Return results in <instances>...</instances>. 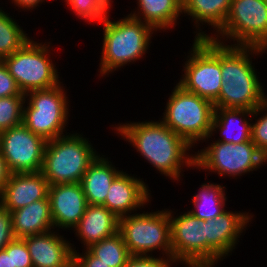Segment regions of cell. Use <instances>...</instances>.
Here are the masks:
<instances>
[{
	"label": "cell",
	"mask_w": 267,
	"mask_h": 267,
	"mask_svg": "<svg viewBox=\"0 0 267 267\" xmlns=\"http://www.w3.org/2000/svg\"><path fill=\"white\" fill-rule=\"evenodd\" d=\"M114 128L116 134L171 180L180 181L183 167L195 168V154H188L193 147L161 120L123 123Z\"/></svg>",
	"instance_id": "1"
},
{
	"label": "cell",
	"mask_w": 267,
	"mask_h": 267,
	"mask_svg": "<svg viewBox=\"0 0 267 267\" xmlns=\"http://www.w3.org/2000/svg\"><path fill=\"white\" fill-rule=\"evenodd\" d=\"M266 49L256 46H231L221 43L222 86L214 108L254 110L267 101L250 55H261ZM255 54V55H254Z\"/></svg>",
	"instance_id": "2"
},
{
	"label": "cell",
	"mask_w": 267,
	"mask_h": 267,
	"mask_svg": "<svg viewBox=\"0 0 267 267\" xmlns=\"http://www.w3.org/2000/svg\"><path fill=\"white\" fill-rule=\"evenodd\" d=\"M108 16L101 22L104 28L99 75L102 77L143 59L156 32L152 26L129 14L117 21H111Z\"/></svg>",
	"instance_id": "3"
},
{
	"label": "cell",
	"mask_w": 267,
	"mask_h": 267,
	"mask_svg": "<svg viewBox=\"0 0 267 267\" xmlns=\"http://www.w3.org/2000/svg\"><path fill=\"white\" fill-rule=\"evenodd\" d=\"M65 133L48 140L45 147L41 172L49 185L80 183L84 173L100 155L83 134Z\"/></svg>",
	"instance_id": "4"
},
{
	"label": "cell",
	"mask_w": 267,
	"mask_h": 267,
	"mask_svg": "<svg viewBox=\"0 0 267 267\" xmlns=\"http://www.w3.org/2000/svg\"><path fill=\"white\" fill-rule=\"evenodd\" d=\"M165 109L161 121L193 148L201 140L209 141L215 109L211 101L186 91L177 83Z\"/></svg>",
	"instance_id": "5"
},
{
	"label": "cell",
	"mask_w": 267,
	"mask_h": 267,
	"mask_svg": "<svg viewBox=\"0 0 267 267\" xmlns=\"http://www.w3.org/2000/svg\"><path fill=\"white\" fill-rule=\"evenodd\" d=\"M61 85L25 94L27 106L24 102L22 124L47 141L65 135L70 116L67 91Z\"/></svg>",
	"instance_id": "6"
},
{
	"label": "cell",
	"mask_w": 267,
	"mask_h": 267,
	"mask_svg": "<svg viewBox=\"0 0 267 267\" xmlns=\"http://www.w3.org/2000/svg\"><path fill=\"white\" fill-rule=\"evenodd\" d=\"M118 232L130 255L152 256V251L159 249L163 256L172 257L170 219L166 208L120 217Z\"/></svg>",
	"instance_id": "7"
},
{
	"label": "cell",
	"mask_w": 267,
	"mask_h": 267,
	"mask_svg": "<svg viewBox=\"0 0 267 267\" xmlns=\"http://www.w3.org/2000/svg\"><path fill=\"white\" fill-rule=\"evenodd\" d=\"M184 74L178 84L186 91L214 103L223 84L221 77V43L211 38L194 39ZM189 58V59H188Z\"/></svg>",
	"instance_id": "8"
},
{
	"label": "cell",
	"mask_w": 267,
	"mask_h": 267,
	"mask_svg": "<svg viewBox=\"0 0 267 267\" xmlns=\"http://www.w3.org/2000/svg\"><path fill=\"white\" fill-rule=\"evenodd\" d=\"M37 42L30 39L21 49L1 60L24 94L62 83L57 74L60 72L50 59V42Z\"/></svg>",
	"instance_id": "9"
},
{
	"label": "cell",
	"mask_w": 267,
	"mask_h": 267,
	"mask_svg": "<svg viewBox=\"0 0 267 267\" xmlns=\"http://www.w3.org/2000/svg\"><path fill=\"white\" fill-rule=\"evenodd\" d=\"M214 34L211 39L222 44L227 38L234 42L231 46L267 50V4L264 0H232L223 27Z\"/></svg>",
	"instance_id": "10"
},
{
	"label": "cell",
	"mask_w": 267,
	"mask_h": 267,
	"mask_svg": "<svg viewBox=\"0 0 267 267\" xmlns=\"http://www.w3.org/2000/svg\"><path fill=\"white\" fill-rule=\"evenodd\" d=\"M204 149L195 152V167L217 173L220 177L242 176L257 171L266 164L267 158L250 140L243 143L212 141ZM227 175V176H226Z\"/></svg>",
	"instance_id": "11"
},
{
	"label": "cell",
	"mask_w": 267,
	"mask_h": 267,
	"mask_svg": "<svg viewBox=\"0 0 267 267\" xmlns=\"http://www.w3.org/2000/svg\"><path fill=\"white\" fill-rule=\"evenodd\" d=\"M172 258L186 267H207V221L169 210ZM175 217V218H174Z\"/></svg>",
	"instance_id": "12"
},
{
	"label": "cell",
	"mask_w": 267,
	"mask_h": 267,
	"mask_svg": "<svg viewBox=\"0 0 267 267\" xmlns=\"http://www.w3.org/2000/svg\"><path fill=\"white\" fill-rule=\"evenodd\" d=\"M46 144V139L22 123L0 132V153L11 174L40 172Z\"/></svg>",
	"instance_id": "13"
},
{
	"label": "cell",
	"mask_w": 267,
	"mask_h": 267,
	"mask_svg": "<svg viewBox=\"0 0 267 267\" xmlns=\"http://www.w3.org/2000/svg\"><path fill=\"white\" fill-rule=\"evenodd\" d=\"M247 212L223 211L214 219L207 220V267L216 263L236 248L238 238L253 219Z\"/></svg>",
	"instance_id": "14"
},
{
	"label": "cell",
	"mask_w": 267,
	"mask_h": 267,
	"mask_svg": "<svg viewBox=\"0 0 267 267\" xmlns=\"http://www.w3.org/2000/svg\"><path fill=\"white\" fill-rule=\"evenodd\" d=\"M48 197L54 230L55 228L72 230L88 205L81 183L49 185Z\"/></svg>",
	"instance_id": "15"
},
{
	"label": "cell",
	"mask_w": 267,
	"mask_h": 267,
	"mask_svg": "<svg viewBox=\"0 0 267 267\" xmlns=\"http://www.w3.org/2000/svg\"><path fill=\"white\" fill-rule=\"evenodd\" d=\"M148 188L142 179L122 171L111 183L106 200L102 205L118 218L130 215L151 201L152 195Z\"/></svg>",
	"instance_id": "16"
},
{
	"label": "cell",
	"mask_w": 267,
	"mask_h": 267,
	"mask_svg": "<svg viewBox=\"0 0 267 267\" xmlns=\"http://www.w3.org/2000/svg\"><path fill=\"white\" fill-rule=\"evenodd\" d=\"M53 231L23 238L33 267H73L76 247Z\"/></svg>",
	"instance_id": "17"
},
{
	"label": "cell",
	"mask_w": 267,
	"mask_h": 267,
	"mask_svg": "<svg viewBox=\"0 0 267 267\" xmlns=\"http://www.w3.org/2000/svg\"><path fill=\"white\" fill-rule=\"evenodd\" d=\"M49 184L43 173L11 174L0 194V204L10 212L48 197Z\"/></svg>",
	"instance_id": "18"
},
{
	"label": "cell",
	"mask_w": 267,
	"mask_h": 267,
	"mask_svg": "<svg viewBox=\"0 0 267 267\" xmlns=\"http://www.w3.org/2000/svg\"><path fill=\"white\" fill-rule=\"evenodd\" d=\"M119 218L105 206L88 204L78 224L72 229L84 247L111 237L118 232Z\"/></svg>",
	"instance_id": "19"
},
{
	"label": "cell",
	"mask_w": 267,
	"mask_h": 267,
	"mask_svg": "<svg viewBox=\"0 0 267 267\" xmlns=\"http://www.w3.org/2000/svg\"><path fill=\"white\" fill-rule=\"evenodd\" d=\"M252 112L249 109L215 108L211 132L208 138L212 137L216 131H219L221 133L220 136L223 137L216 141L233 144L250 141L252 128V123L250 122L253 121L251 119Z\"/></svg>",
	"instance_id": "20"
},
{
	"label": "cell",
	"mask_w": 267,
	"mask_h": 267,
	"mask_svg": "<svg viewBox=\"0 0 267 267\" xmlns=\"http://www.w3.org/2000/svg\"><path fill=\"white\" fill-rule=\"evenodd\" d=\"M16 238L44 234L54 230L49 197L11 212Z\"/></svg>",
	"instance_id": "21"
},
{
	"label": "cell",
	"mask_w": 267,
	"mask_h": 267,
	"mask_svg": "<svg viewBox=\"0 0 267 267\" xmlns=\"http://www.w3.org/2000/svg\"><path fill=\"white\" fill-rule=\"evenodd\" d=\"M232 0H182V13L195 22V39L211 38L210 34L200 29V23L212 26L217 33L224 25ZM210 35V36H209Z\"/></svg>",
	"instance_id": "22"
},
{
	"label": "cell",
	"mask_w": 267,
	"mask_h": 267,
	"mask_svg": "<svg viewBox=\"0 0 267 267\" xmlns=\"http://www.w3.org/2000/svg\"><path fill=\"white\" fill-rule=\"evenodd\" d=\"M99 155L89 166L81 180L87 204L102 205L113 180L122 172L105 157Z\"/></svg>",
	"instance_id": "23"
},
{
	"label": "cell",
	"mask_w": 267,
	"mask_h": 267,
	"mask_svg": "<svg viewBox=\"0 0 267 267\" xmlns=\"http://www.w3.org/2000/svg\"><path fill=\"white\" fill-rule=\"evenodd\" d=\"M138 11L129 15L152 26L156 31L176 26L182 13V0H137Z\"/></svg>",
	"instance_id": "24"
},
{
	"label": "cell",
	"mask_w": 267,
	"mask_h": 267,
	"mask_svg": "<svg viewBox=\"0 0 267 267\" xmlns=\"http://www.w3.org/2000/svg\"><path fill=\"white\" fill-rule=\"evenodd\" d=\"M225 186L216 183H203L198 193L192 196L194 209L188 210L193 216L202 219H214L225 211Z\"/></svg>",
	"instance_id": "25"
},
{
	"label": "cell",
	"mask_w": 267,
	"mask_h": 267,
	"mask_svg": "<svg viewBox=\"0 0 267 267\" xmlns=\"http://www.w3.org/2000/svg\"><path fill=\"white\" fill-rule=\"evenodd\" d=\"M86 249L109 267H124L131 256L119 232Z\"/></svg>",
	"instance_id": "26"
},
{
	"label": "cell",
	"mask_w": 267,
	"mask_h": 267,
	"mask_svg": "<svg viewBox=\"0 0 267 267\" xmlns=\"http://www.w3.org/2000/svg\"><path fill=\"white\" fill-rule=\"evenodd\" d=\"M29 40L15 19L0 8V61L21 49Z\"/></svg>",
	"instance_id": "27"
},
{
	"label": "cell",
	"mask_w": 267,
	"mask_h": 267,
	"mask_svg": "<svg viewBox=\"0 0 267 267\" xmlns=\"http://www.w3.org/2000/svg\"><path fill=\"white\" fill-rule=\"evenodd\" d=\"M25 95L0 98V132L22 123Z\"/></svg>",
	"instance_id": "28"
},
{
	"label": "cell",
	"mask_w": 267,
	"mask_h": 267,
	"mask_svg": "<svg viewBox=\"0 0 267 267\" xmlns=\"http://www.w3.org/2000/svg\"><path fill=\"white\" fill-rule=\"evenodd\" d=\"M77 18L87 20L89 24L97 21L102 22L109 14L97 0H69L66 3Z\"/></svg>",
	"instance_id": "29"
},
{
	"label": "cell",
	"mask_w": 267,
	"mask_h": 267,
	"mask_svg": "<svg viewBox=\"0 0 267 267\" xmlns=\"http://www.w3.org/2000/svg\"><path fill=\"white\" fill-rule=\"evenodd\" d=\"M261 113L263 116L261 115L257 118V116ZM253 115V119L255 118V123H252L251 141L257 146L258 150L267 158V101L261 106L255 108L252 112V116Z\"/></svg>",
	"instance_id": "30"
},
{
	"label": "cell",
	"mask_w": 267,
	"mask_h": 267,
	"mask_svg": "<svg viewBox=\"0 0 267 267\" xmlns=\"http://www.w3.org/2000/svg\"><path fill=\"white\" fill-rule=\"evenodd\" d=\"M160 257L131 255L124 267H171L176 263L172 257Z\"/></svg>",
	"instance_id": "31"
},
{
	"label": "cell",
	"mask_w": 267,
	"mask_h": 267,
	"mask_svg": "<svg viewBox=\"0 0 267 267\" xmlns=\"http://www.w3.org/2000/svg\"><path fill=\"white\" fill-rule=\"evenodd\" d=\"M13 267H33L30 253L22 238L12 240Z\"/></svg>",
	"instance_id": "32"
},
{
	"label": "cell",
	"mask_w": 267,
	"mask_h": 267,
	"mask_svg": "<svg viewBox=\"0 0 267 267\" xmlns=\"http://www.w3.org/2000/svg\"><path fill=\"white\" fill-rule=\"evenodd\" d=\"M15 238L11 212L0 204V250H3Z\"/></svg>",
	"instance_id": "33"
},
{
	"label": "cell",
	"mask_w": 267,
	"mask_h": 267,
	"mask_svg": "<svg viewBox=\"0 0 267 267\" xmlns=\"http://www.w3.org/2000/svg\"><path fill=\"white\" fill-rule=\"evenodd\" d=\"M16 95H25L19 89L14 77L8 72L6 66L0 61V98Z\"/></svg>",
	"instance_id": "34"
},
{
	"label": "cell",
	"mask_w": 267,
	"mask_h": 267,
	"mask_svg": "<svg viewBox=\"0 0 267 267\" xmlns=\"http://www.w3.org/2000/svg\"><path fill=\"white\" fill-rule=\"evenodd\" d=\"M75 250L73 252V267H109L99 258L93 256L86 248L82 254Z\"/></svg>",
	"instance_id": "35"
},
{
	"label": "cell",
	"mask_w": 267,
	"mask_h": 267,
	"mask_svg": "<svg viewBox=\"0 0 267 267\" xmlns=\"http://www.w3.org/2000/svg\"><path fill=\"white\" fill-rule=\"evenodd\" d=\"M0 267H13L12 241L3 250H0Z\"/></svg>",
	"instance_id": "36"
},
{
	"label": "cell",
	"mask_w": 267,
	"mask_h": 267,
	"mask_svg": "<svg viewBox=\"0 0 267 267\" xmlns=\"http://www.w3.org/2000/svg\"><path fill=\"white\" fill-rule=\"evenodd\" d=\"M10 175L11 172L7 166V163L0 153V194L2 193V190L7 183Z\"/></svg>",
	"instance_id": "37"
},
{
	"label": "cell",
	"mask_w": 267,
	"mask_h": 267,
	"mask_svg": "<svg viewBox=\"0 0 267 267\" xmlns=\"http://www.w3.org/2000/svg\"><path fill=\"white\" fill-rule=\"evenodd\" d=\"M11 1L12 3H14L15 6H18V9L21 8L23 10L35 9L37 6L39 7L38 4L44 2V0H11Z\"/></svg>",
	"instance_id": "38"
},
{
	"label": "cell",
	"mask_w": 267,
	"mask_h": 267,
	"mask_svg": "<svg viewBox=\"0 0 267 267\" xmlns=\"http://www.w3.org/2000/svg\"><path fill=\"white\" fill-rule=\"evenodd\" d=\"M69 0H65V2L67 3ZM98 3L107 11L109 12V9L111 8V0H97Z\"/></svg>",
	"instance_id": "39"
}]
</instances>
